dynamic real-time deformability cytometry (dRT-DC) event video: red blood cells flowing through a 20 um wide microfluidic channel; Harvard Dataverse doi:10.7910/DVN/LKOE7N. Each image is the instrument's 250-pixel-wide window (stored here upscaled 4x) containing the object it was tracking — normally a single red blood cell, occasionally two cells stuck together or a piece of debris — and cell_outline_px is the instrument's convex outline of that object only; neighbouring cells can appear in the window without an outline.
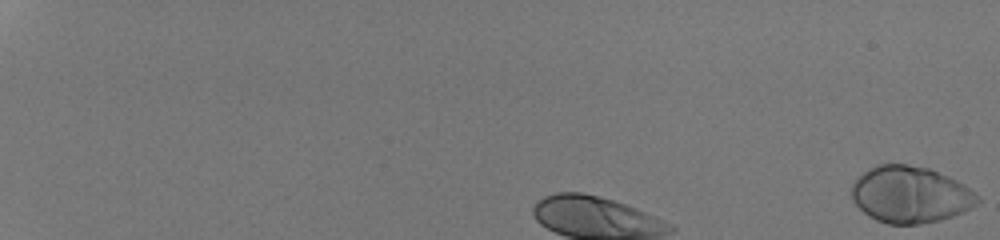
{"species": "human", "species_latin": "Homo sapiens", "temperature_condition": "room temperature", "stored_images_in_passage": 10, "camera_frame_rate_fps": 3000, "um_per_image_px": 0.085, "donor": {"sex": "male"}, "frame": {"image": 1, "passage_image": 1, "time_ms": 0.0, "image_size_px": [1000, 240], "cell_outline_px": [[980, 200], [972, 208], [964, 212], [940, 220], [920, 224], [888, 224], [876, 220], [868, 216], [852, 200], [852, 184], [864, 172], [876, 164], [908, 164], [928, 168], [948, 176], [964, 184], [980, 196]], "centroid_in_image_um": [77.39, 16.54], "position_along_channel_um": 7.6, "area_um2": 41.62}}